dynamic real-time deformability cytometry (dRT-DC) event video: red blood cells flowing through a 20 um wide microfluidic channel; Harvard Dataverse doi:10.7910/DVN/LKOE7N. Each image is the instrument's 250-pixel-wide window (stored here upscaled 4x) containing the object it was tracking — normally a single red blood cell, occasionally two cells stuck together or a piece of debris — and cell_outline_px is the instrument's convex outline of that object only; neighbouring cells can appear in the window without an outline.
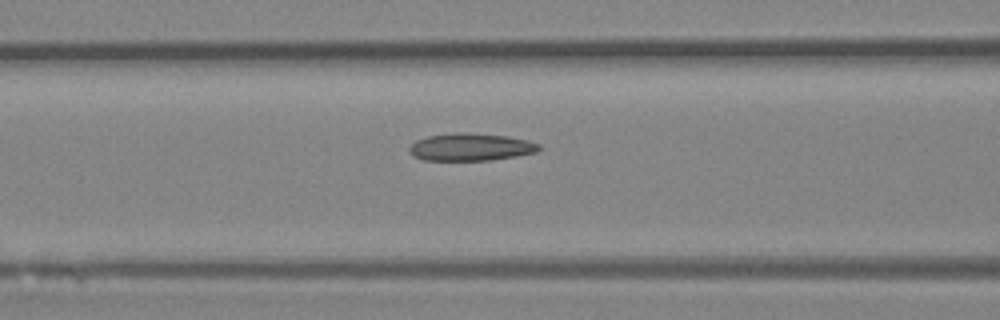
{"species": "Egyptian fruit bat (a non-hibernating species)", "species_latin": "Rousettus aegyptiacus", "temperature_condition": "room temperature", "stored_images_in_passage": 35, "camera_frame_rate_fps": 3000, "um_per_image_px": 0.085, "animal": {"sex": "female"}, "frame": {"image": 1, "passage_image": 15, "time_ms": 4.667, "image_size_px": [1000, 320], "cell_outline_px": [[540, 148], [536, 152], [516, 156], [492, 160], [424, 160], [412, 156], [408, 152], [408, 148], [416, 140], [428, 136], [464, 132], [468, 132], [508, 136], [528, 140], [540, 144]], "centroid_in_image_um": [40.0, 12.5], "position_along_channel_um": 126.6, "area_um2": 20.81}}
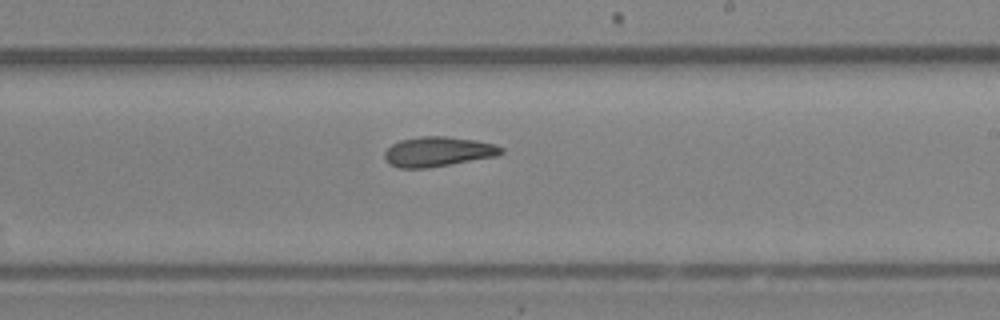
{"frame": {"image": 2, "passage_image": 24, "time_ms": 7.667, "image_size_px": [1000, 320], "cell_outline_px": [[504, 152], [500, 156], [428, 168], [400, 168], [388, 164], [384, 160], [384, 152], [392, 144], [400, 140], [420, 136], [444, 136], [476, 140], [496, 144], [504, 148]], "centroid_in_image_um": [37.26, 12.89], "position_along_channel_um": 251.7, "area_um2": 20.63}}
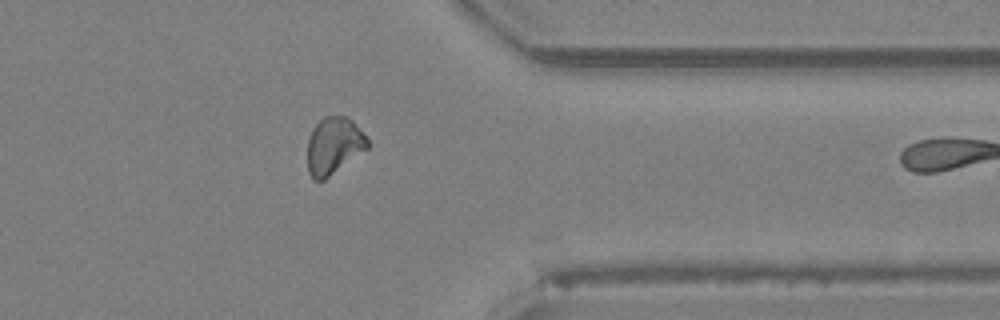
{"frame": {"image": 3, "passage_image": 34, "time_ms": 11.0, "image_size_px": [1000, 320], "cell_outline_px": [[368, 148], [324, 180], [312, 180], [308, 172], [308, 140], [312, 128], [324, 116], [348, 116], [352, 120], [368, 140]], "centroid_in_image_um": [28.35, 12.39], "position_along_channel_um": 383.0, "area_um2": 19.83}}